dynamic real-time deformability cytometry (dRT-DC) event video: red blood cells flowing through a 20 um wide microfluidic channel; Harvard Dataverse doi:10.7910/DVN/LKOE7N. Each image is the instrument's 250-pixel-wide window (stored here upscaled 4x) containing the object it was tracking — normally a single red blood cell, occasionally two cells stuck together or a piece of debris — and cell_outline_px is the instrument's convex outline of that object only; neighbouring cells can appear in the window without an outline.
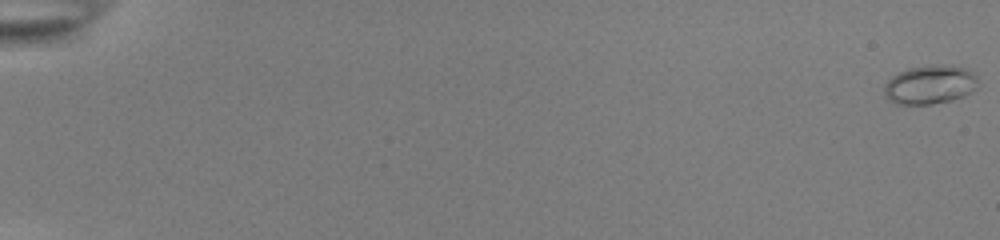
{"species": "common noctule bat (a hibernating species)", "species_latin": "Nyctalus noctula", "temperature_condition": "room temperature", "stored_images_in_passage": 55, "camera_frame_rate_fps": 3000, "um_per_image_px": 0.085, "animal": {"sex": "female", "body_mass_g": 22.0, "forearm_length_mm": 56.7}, "frame": {"image": 1, "passage_image": 1, "time_ms": 0.0, "image_size_px": [1000, 240], "cell_outline_px": [[976, 88], [964, 96], [952, 100], [932, 104], [896, 104], [888, 100], [884, 96], [884, 88], [888, 80], [892, 76], [908, 68], [960, 68], [976, 76]], "centroid_in_image_um": [78.96, 7.28], "position_along_channel_um": 6.0, "area_um2": 20.11}}
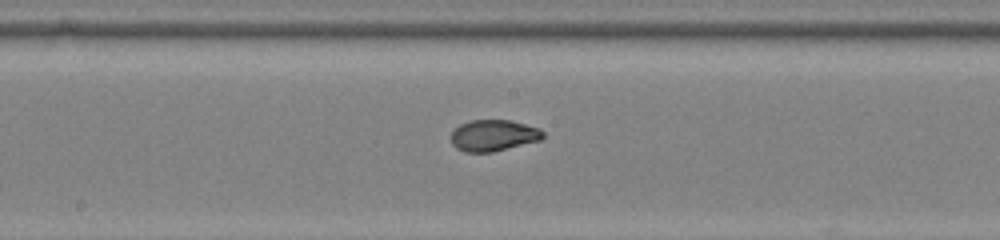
{"frame": {"image": 2, "passage_image": 32, "time_ms": 10.333, "image_size_px": [1000, 240], "cell_outline_px": [[544, 136], [540, 140], [492, 152], [464, 152], [456, 148], [452, 144], [452, 132], [460, 124], [472, 120], [508, 120], [540, 128], [544, 132]], "centroid_in_image_um": [41.94, 11.51], "position_along_channel_um": 206.3, "area_um2": 16.65}}
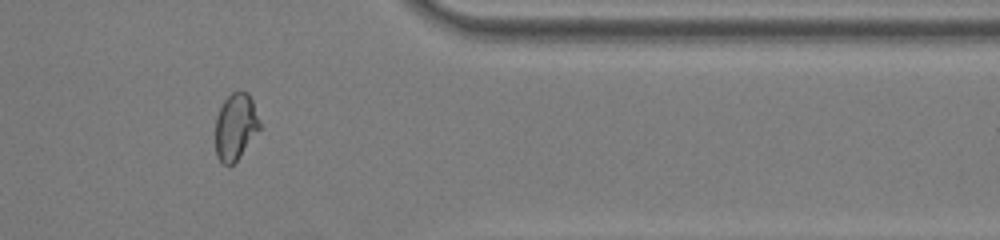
{"frame": {"image": 3, "passage_image": 47, "time_ms": 15.333, "image_size_px": [1000, 240], "cell_outline_px": [[260, 128], [240, 156], [232, 164], [224, 164], [216, 156], [216, 116], [224, 100], [232, 92], [248, 92], [252, 100], [260, 120]], "centroid_in_image_um": [20.02, 10.75], "position_along_channel_um": 391.4, "area_um2": 16.94}, "authors_computed_cell_mechanics": {"area_um2": 17.2822, "velocity_mm_per_s": 3.897, "shape_relaxation_time_tau1_ms": 8.5896, "shape_relaxation_time_tau2_ms": null, "deformation_change_tau1": 0.2447, "deformation_change_tau2": null}}